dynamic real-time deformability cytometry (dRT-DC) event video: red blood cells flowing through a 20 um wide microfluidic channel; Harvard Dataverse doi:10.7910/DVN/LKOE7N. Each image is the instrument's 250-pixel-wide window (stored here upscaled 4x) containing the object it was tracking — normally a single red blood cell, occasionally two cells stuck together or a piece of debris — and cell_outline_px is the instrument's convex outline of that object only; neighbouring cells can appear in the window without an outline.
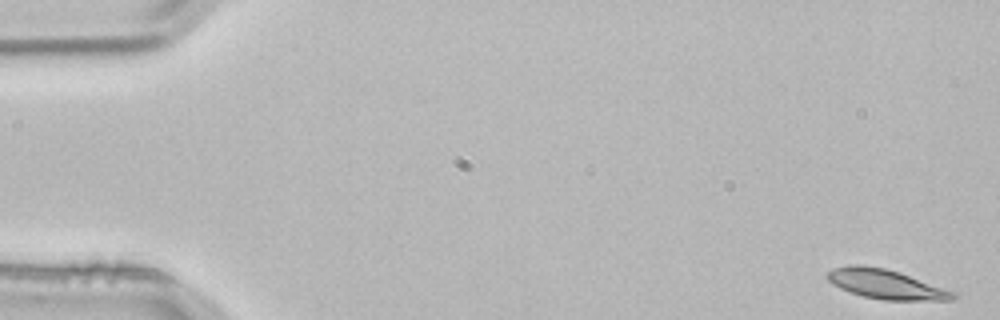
{"species": "common noctule bat (a hibernating species)", "species_latin": "Nyctalus noctula", "temperature_condition": "room temperature", "stored_images_in_passage": 4, "camera_frame_rate_fps": 3000, "um_per_image_px": 0.085, "animal": {"sex": "male", "body_mass_g": 21.5, "forearm_length_mm": 52.0}, "frame": {"image": 1, "passage_image": 1, "time_ms": 0.0, "image_size_px": [1000, 320], "cell_outline_px": [[956, 296], [952, 300], [884, 300], [864, 296], [848, 292], [832, 284], [824, 276], [832, 268], [848, 264], [856, 264], [884, 268], [900, 272], [956, 292]], "centroid_in_image_um": [75.26, 24.14], "position_along_channel_um": 9.7, "area_um2": 21.68}}
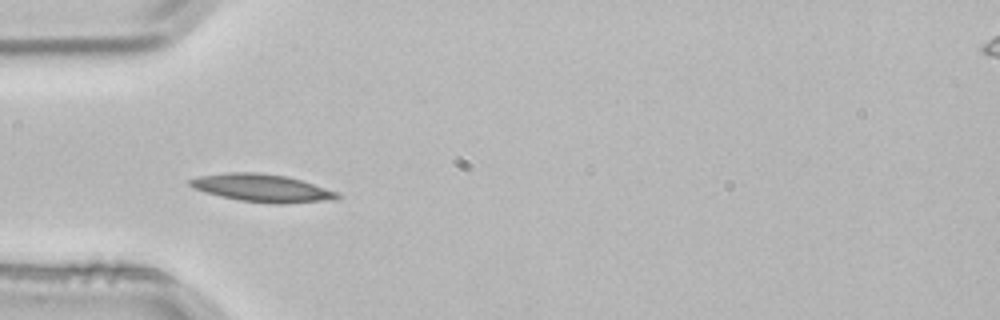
{"frame": {"image": 2, "passage_image": 4, "time_ms": 1.0, "image_size_px": [1000, 320], "cell_outline_px": [[340, 196], [336, 200], [284, 204], [272, 204], [240, 200], [220, 196], [204, 192], [192, 188], [188, 184], [188, 180], [200, 176], [224, 172], [260, 172], [284, 176], [300, 180], [340, 192]], "centroid_in_image_um": [22.29, 15.99], "position_along_channel_um": 62.7, "area_um2": 24.04}}